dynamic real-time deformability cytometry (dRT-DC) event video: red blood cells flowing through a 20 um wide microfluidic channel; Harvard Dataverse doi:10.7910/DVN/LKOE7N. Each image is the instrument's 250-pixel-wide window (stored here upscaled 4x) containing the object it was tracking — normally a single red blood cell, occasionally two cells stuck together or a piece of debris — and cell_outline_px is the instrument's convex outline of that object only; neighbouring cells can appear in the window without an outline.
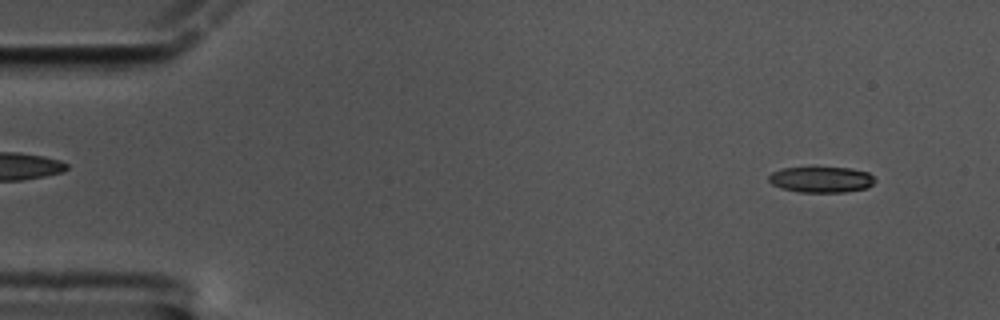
{"species": "common noctule bat (a hibernating species)", "species_latin": "Nyctalus noctula", "temperature_condition": "cold", "stored_images_in_passage": 58, "camera_frame_rate_fps": 3000, "um_per_image_px": 0.085, "animal": {"sex": "male", "body_mass_g": 17.5, "forearm_length_mm": 52.3}, "frame": {"image": 1, "passage_image": 3, "time_ms": 0.667, "image_size_px": [1000, 320], "cell_outline_px": [[876, 180], [868, 188], [844, 192], [800, 192], [780, 188], [772, 184], [768, 180], [768, 176], [772, 172], [784, 168], [852, 168], [868, 172]], "centroid_in_image_um": [69.81, 15.27], "position_along_channel_um": 15.2, "area_um2": 15.95}}
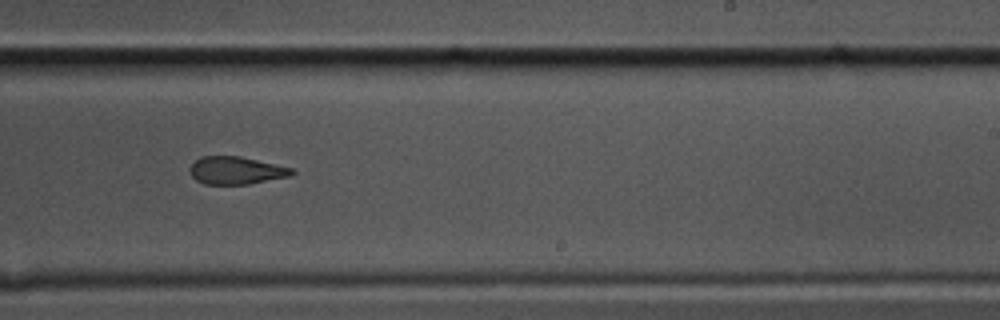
{"frame": {"image": 2, "passage_image": 35, "time_ms": 11.333, "image_size_px": [1000, 320], "cell_outline_px": [[296, 172], [292, 176], [248, 184], [204, 184], [196, 180], [192, 176], [188, 168], [200, 156], [240, 156], [292, 168]], "centroid_in_image_um": [20.07, 14.49], "position_along_channel_um": 268.9, "area_um2": 16.47}}
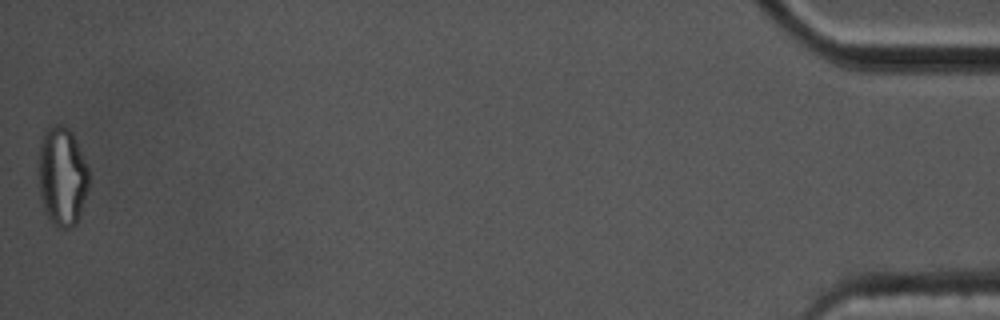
{"frame": {"image": 3, "passage_image": 58, "time_ms": 19.0, "image_size_px": [1000, 320], "cell_outline_px": [[88, 188], [76, 224], [72, 228], [60, 228], [52, 224], [48, 220], [44, 212], [40, 196], [36, 172], [36, 164], [40, 140], [44, 132], [48, 128], [56, 124], [64, 124], [72, 132], [88, 168]], "centroid_in_image_um": [5.22, 14.99], "position_along_channel_um": 430.0, "area_um2": 29.82}, "authors_computed_cell_mechanics": {"area_um2": 17.5423, "velocity_mm_per_s": 3.3521, "shape_relaxation_time_tau1_ms": null, "shape_relaxation_time_tau2_ms": 2.5094, "deformation_change_tau1": null, "deformation_change_tau2": 0.0835}}